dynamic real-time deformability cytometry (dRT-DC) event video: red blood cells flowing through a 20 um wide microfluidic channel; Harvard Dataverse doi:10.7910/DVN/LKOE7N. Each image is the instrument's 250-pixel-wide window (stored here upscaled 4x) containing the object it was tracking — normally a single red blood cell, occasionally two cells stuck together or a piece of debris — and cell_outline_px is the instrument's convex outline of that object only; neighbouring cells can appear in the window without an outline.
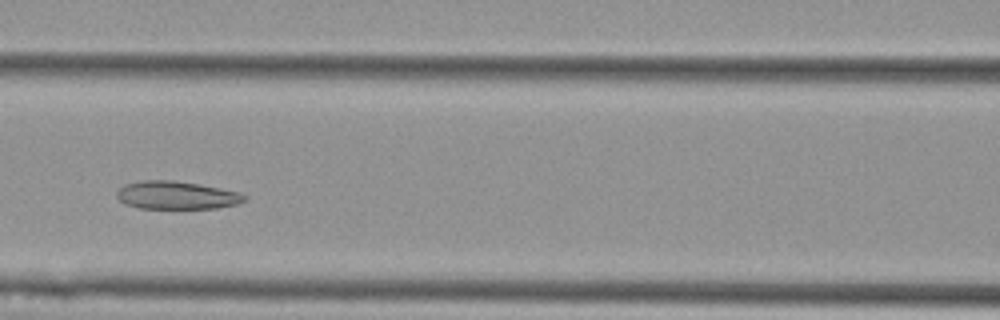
{"species": "Egyptian fruit bat (a non-hibernating species)", "species_latin": "Rousettus aegyptiacus", "temperature_condition": "cold", "stored_images_in_passage": 5, "camera_frame_rate_fps": 3000, "um_per_image_px": 0.085, "animal": {"sex": "female"}, "frame": {"image": 1, "passage_image": 5, "time_ms": 1.333, "image_size_px": [1000, 320], "cell_outline_px": [[248, 196], [244, 200], [236, 204], [216, 208], [140, 208], [124, 204], [116, 196], [116, 192], [124, 184], [144, 180], [172, 180], [220, 188], [240, 192]], "centroid_in_image_um": [14.98, 16.59], "position_along_channel_um": 151.6, "area_um2": 20.69}}